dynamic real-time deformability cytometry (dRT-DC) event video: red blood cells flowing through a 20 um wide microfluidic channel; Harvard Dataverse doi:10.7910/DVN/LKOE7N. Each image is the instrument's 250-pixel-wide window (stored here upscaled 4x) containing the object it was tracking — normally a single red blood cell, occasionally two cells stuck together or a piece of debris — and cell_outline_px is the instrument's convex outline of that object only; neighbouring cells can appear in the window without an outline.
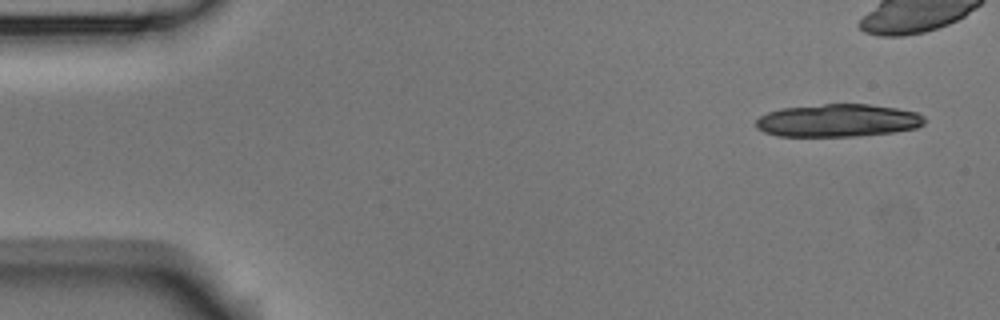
{"species": "Egyptian fruit bat (a non-hibernating species)", "species_latin": "Rousettus aegyptiacus", "temperature_condition": "room temperature", "stored_images_in_passage": 8, "camera_frame_rate_fps": 3000, "um_per_image_px": 0.085, "animal": {"sex": "male"}, "frame": {"image": 1, "passage_image": 1, "time_ms": 0.0, "image_size_px": [1000, 320], "cell_outline_px": [[924, 124], [916, 128], [892, 132], [856, 136], [776, 136], [764, 132], [756, 128], [756, 120], [760, 116], [768, 112], [780, 108], [824, 104], [868, 104], [896, 108], [916, 112], [924, 116]], "centroid_in_image_um": [71.2, 10.24], "position_along_channel_um": 13.8, "area_um2": 32.19}}